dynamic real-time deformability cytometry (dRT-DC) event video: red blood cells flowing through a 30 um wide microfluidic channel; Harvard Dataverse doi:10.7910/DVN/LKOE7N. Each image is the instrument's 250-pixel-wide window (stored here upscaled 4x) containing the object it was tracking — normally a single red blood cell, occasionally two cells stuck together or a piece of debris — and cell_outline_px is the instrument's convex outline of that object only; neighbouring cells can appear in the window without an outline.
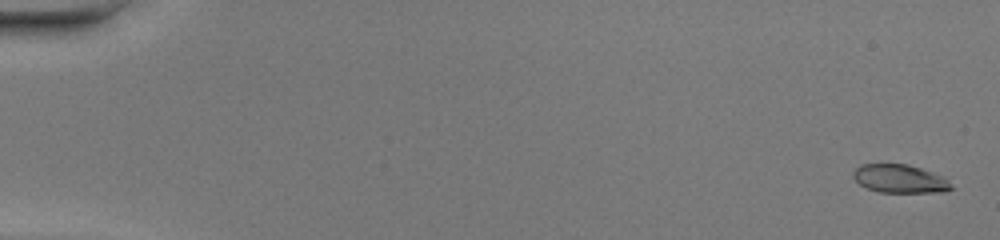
{"species": "common noctule bat (a hibernating species)", "species_latin": "Nyctalus noctula", "temperature_condition": "warm", "stored_images_in_passage": 49, "camera_frame_rate_fps": 3000, "um_per_image_px": 0.085, "animal": {"sex": "female", "body_mass_g": 20.0, "forearm_length_mm": 54.0}, "frame": {"image": 1, "passage_image": 2, "time_ms": 0.333, "image_size_px": [1000, 240], "cell_outline_px": [[952, 188], [944, 192], [880, 192], [868, 188], [860, 184], [852, 176], [852, 172], [860, 164], [908, 164], [944, 176], [948, 180]], "centroid_in_image_um": [76.48, 15.19], "position_along_channel_um": 8.5, "area_um2": 16.13}}
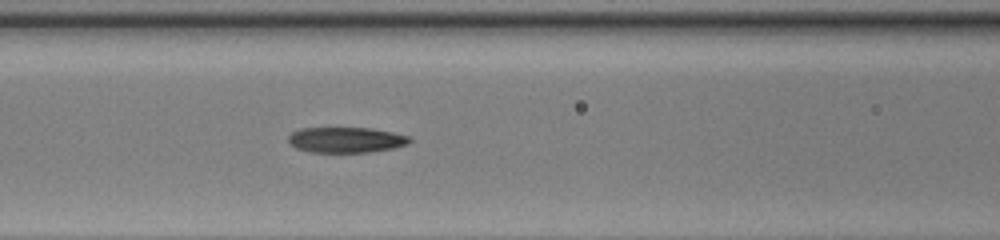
{"frame": {"image": 2, "passage_image": 23, "time_ms": 7.333, "image_size_px": [1000, 240], "cell_outline_px": [[412, 140], [408, 144], [392, 148], [368, 152], [308, 152], [296, 148], [288, 144], [288, 136], [292, 132], [300, 128], [372, 128], [412, 136]], "centroid_in_image_um": [29.4, 11.88], "position_along_channel_um": 137.2, "area_um2": 18.21}}
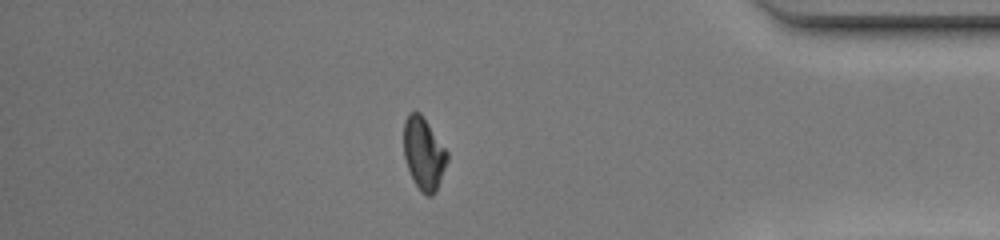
{"frame": {"image": 3, "passage_image": 43, "time_ms": 14.0, "image_size_px": [1000, 240], "cell_outline_px": [[448, 160], [436, 192], [432, 196], [428, 196], [420, 192], [408, 168], [404, 156], [404, 120], [408, 112], [420, 112], [448, 152]], "centroid_in_image_um": [36.02, 13.05], "position_along_channel_um": 399.2, "area_um2": 18.26}, "authors_computed_cell_mechanics": {"area_um2": 18.2648, "velocity_mm_per_s": 4.3552, "shape_relaxation_time_tau1_ms": 4.7279, "shape_relaxation_time_tau2_ms": 1.9817, "deformation_change_tau1": 0.2174, "deformation_change_tau2": 0.0816}}